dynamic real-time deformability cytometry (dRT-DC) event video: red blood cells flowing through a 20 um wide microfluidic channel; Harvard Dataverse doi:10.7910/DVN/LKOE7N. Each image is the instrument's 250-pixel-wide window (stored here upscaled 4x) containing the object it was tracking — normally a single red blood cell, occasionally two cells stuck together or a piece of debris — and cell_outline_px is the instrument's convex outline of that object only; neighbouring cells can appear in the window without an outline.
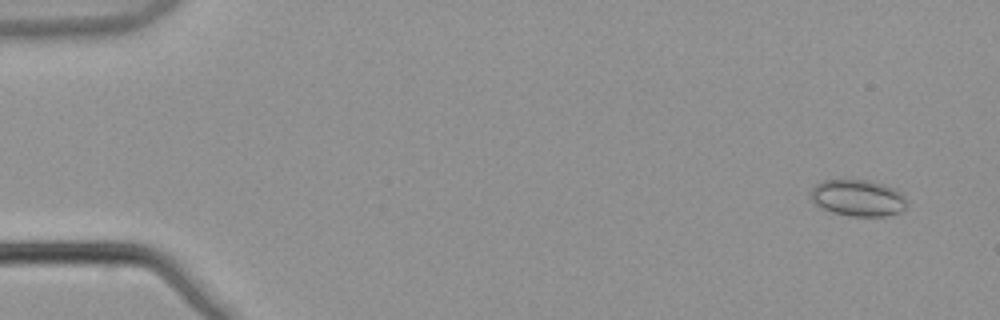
{"species": "common noctule bat (a hibernating species)", "species_latin": "Nyctalus noctula", "temperature_condition": "warm", "stored_images_in_passage": 8, "camera_frame_rate_fps": 3000, "um_per_image_px": 0.085, "animal": {"sex": "male", "body_mass_g": 21.5, "forearm_length_mm": 52.0}, "frame": {"image": 1, "passage_image": 1, "time_ms": 0.0, "image_size_px": [1000, 320], "cell_outline_px": [[908, 204], [900, 212], [884, 216], [848, 216], [832, 212], [816, 204], [812, 200], [808, 192], [816, 184], [824, 180], [868, 180], [884, 184], [896, 188], [904, 196]], "centroid_in_image_um": [72.93, 16.82], "position_along_channel_um": 12.1, "area_um2": 20.58}}
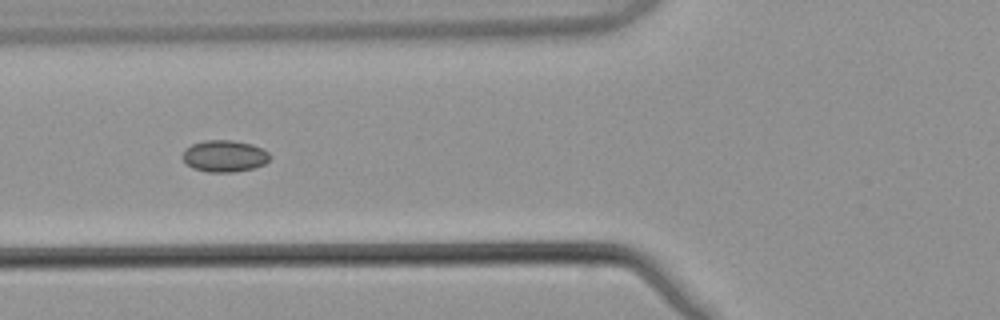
{"frame": {"image": 2, "passage_image": 6, "time_ms": 1.667, "image_size_px": [1000, 320], "cell_outline_px": [[272, 156], [264, 164], [252, 168], [232, 172], [208, 172], [192, 168], [180, 156], [192, 144], [204, 140], [232, 140], [252, 144], [268, 152]], "centroid_in_image_um": [19.08, 13.26], "position_along_channel_um": 106.7, "area_um2": 16.01}}
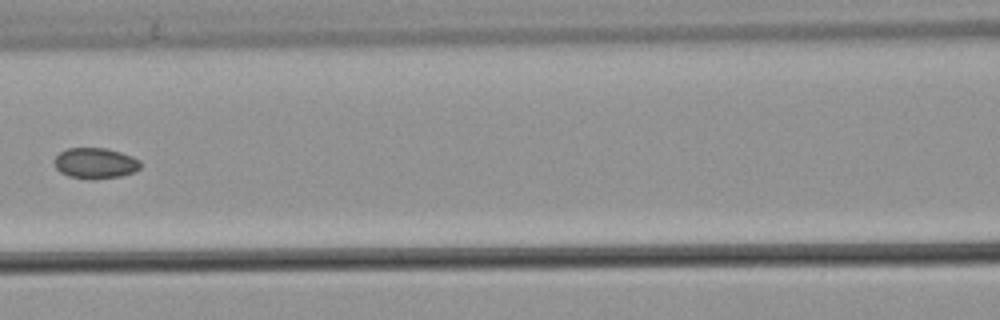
{"frame": {"image": 3, "passage_image": 7, "time_ms": 2.0, "image_size_px": [1000, 320], "cell_outline_px": [[140, 168], [132, 172], [120, 176], [92, 180], [68, 176], [60, 172], [56, 168], [56, 156], [60, 152], [68, 148], [104, 148], [120, 152], [132, 156], [140, 160]], "centroid_in_image_um": [8.1, 13.88], "position_along_channel_um": 158.5, "area_um2": 15.32}}